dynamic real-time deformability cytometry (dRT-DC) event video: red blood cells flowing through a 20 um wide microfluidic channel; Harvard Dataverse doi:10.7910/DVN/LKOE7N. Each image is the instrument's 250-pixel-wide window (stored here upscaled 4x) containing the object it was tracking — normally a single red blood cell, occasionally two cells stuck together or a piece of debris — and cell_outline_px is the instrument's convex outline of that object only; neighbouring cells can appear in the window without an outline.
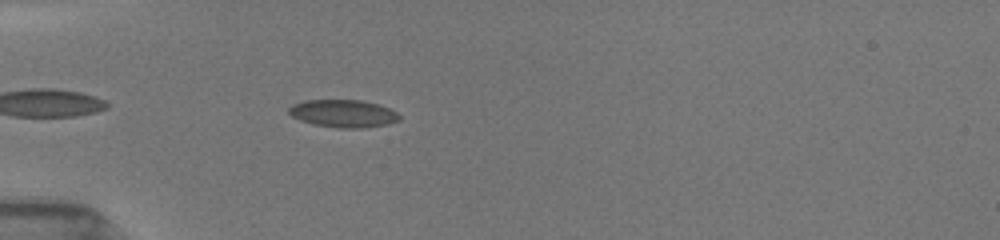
{"species": "common noctule bat (a hibernating species)", "species_latin": "Nyctalus noctula", "temperature_condition": "room temperature", "stored_images_in_passage": 40, "camera_frame_rate_fps": 3000, "um_per_image_px": 0.085, "animal": {"sex": "female", "body_mass_g": 19.5, "forearm_length_mm": 54.1}, "frame": {"image": 1, "passage_image": 4, "time_ms": 1.0, "image_size_px": [1000, 240], "cell_outline_px": [[400, 120], [388, 124], [364, 128], [340, 128], [312, 124], [300, 120], [292, 116], [288, 112], [288, 108], [292, 104], [304, 100], [364, 100], [380, 104], [396, 112], [400, 116]], "centroid_in_image_um": [29.18, 9.64], "position_along_channel_um": 55.8, "area_um2": 17.98}}
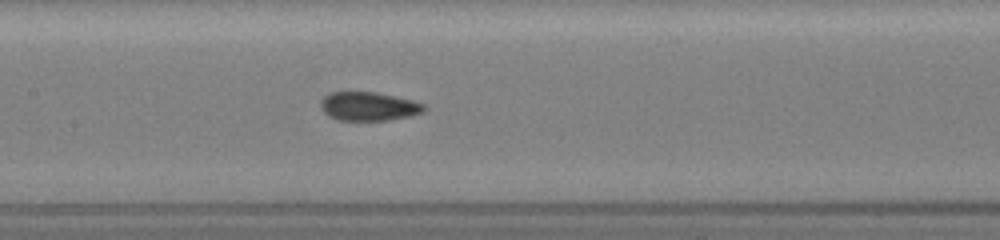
{"frame": {"image": 2, "passage_image": 14, "time_ms": 4.333, "image_size_px": [1000, 240], "cell_outline_px": [[428, 108], [424, 112], [412, 116], [388, 120], [340, 120], [328, 116], [320, 108], [320, 100], [328, 92], [376, 92], [412, 100], [424, 104]], "centroid_in_image_um": [31.34, 9.04], "position_along_channel_um": 176.1, "area_um2": 17.51}}
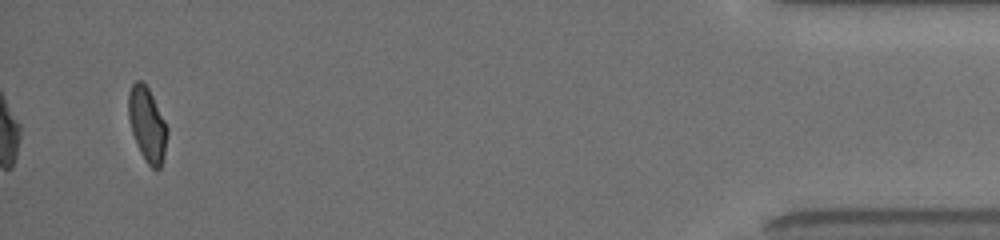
{"frame": {"image": 3, "passage_image": 38, "time_ms": 12.333, "image_size_px": [1000, 240], "cell_outline_px": [[168, 132], [164, 156], [160, 168], [152, 168], [148, 164], [140, 152], [132, 132], [128, 116], [128, 92], [132, 84], [136, 80], [140, 80], [148, 88], [168, 128]], "centroid_in_image_um": [12.5, 10.57], "position_along_channel_um": 422.7, "area_um2": 16.59}, "authors_computed_cell_mechanics": {"area_um2": 17.3111, "velocity_mm_per_s": 3.9601, "shape_relaxation_time_tau1_ms": 10.8998, "shape_relaxation_time_tau2_ms": 1.1305, "deformation_change_tau1": 0.2496, "deformation_change_tau2": 0.0553}}